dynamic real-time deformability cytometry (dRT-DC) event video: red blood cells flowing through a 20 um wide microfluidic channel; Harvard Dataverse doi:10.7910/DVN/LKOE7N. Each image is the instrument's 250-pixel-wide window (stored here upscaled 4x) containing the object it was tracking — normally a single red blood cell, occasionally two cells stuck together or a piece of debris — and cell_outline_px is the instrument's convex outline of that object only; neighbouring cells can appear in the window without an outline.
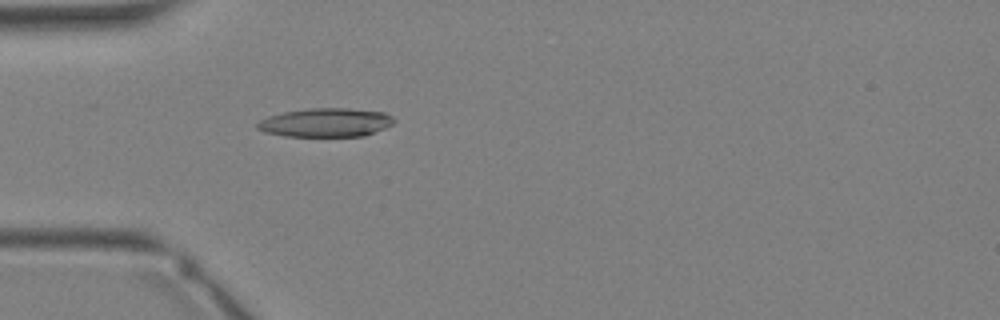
{"species": "Egyptian fruit bat (a non-hibernating species)", "species_latin": "Rousettus aegyptiacus", "temperature_condition": "warm", "stored_images_in_passage": 35, "camera_frame_rate_fps": 3000, "um_per_image_px": 0.085, "animal": {"sex": "female"}, "frame": {"image": 1, "passage_image": 11, "time_ms": 3.333, "image_size_px": [1000, 320], "cell_outline_px": [[396, 120], [392, 124], [384, 128], [364, 136], [284, 136], [264, 132], [256, 128], [256, 124], [260, 120], [268, 116], [284, 112], [308, 108], [348, 108], [384, 112], [392, 116]], "centroid_in_image_um": [27.68, 10.41], "position_along_channel_um": 57.3, "area_um2": 22.95}}
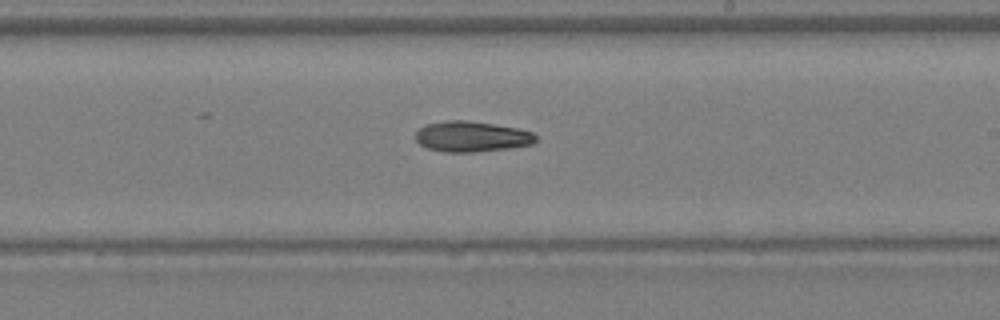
{"frame": {"image": 2, "passage_image": 21, "time_ms": 6.667, "image_size_px": [1000, 320], "cell_outline_px": [[536, 140], [532, 144], [508, 148], [472, 152], [444, 152], [428, 148], [420, 144], [412, 136], [424, 124], [448, 120], [468, 120], [516, 128], [532, 132], [536, 136]], "centroid_in_image_um": [40.03, 11.6], "position_along_channel_um": 249.0, "area_um2": 21.39}}
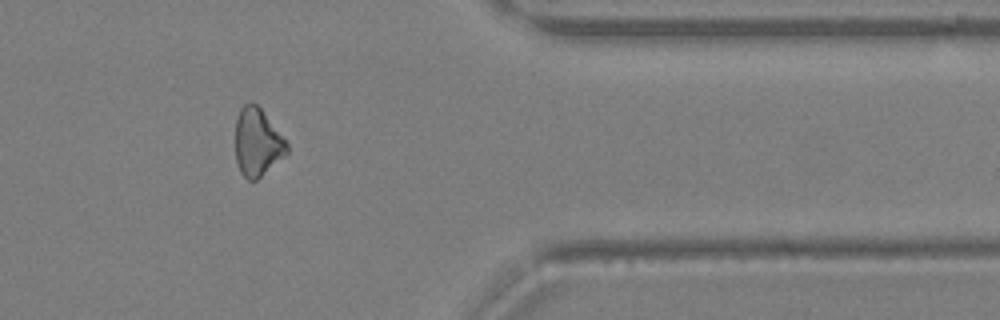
{"frame": {"image": 3, "passage_image": 29, "time_ms": 9.333, "image_size_px": [1000, 320], "cell_outline_px": [[288, 152], [284, 156], [256, 180], [248, 180], [240, 172], [236, 160], [236, 120], [240, 108], [244, 104], [256, 104], [260, 108], [288, 144]], "centroid_in_image_um": [21.86, 12.12], "position_along_channel_um": 389.5, "area_um2": 19.88}}